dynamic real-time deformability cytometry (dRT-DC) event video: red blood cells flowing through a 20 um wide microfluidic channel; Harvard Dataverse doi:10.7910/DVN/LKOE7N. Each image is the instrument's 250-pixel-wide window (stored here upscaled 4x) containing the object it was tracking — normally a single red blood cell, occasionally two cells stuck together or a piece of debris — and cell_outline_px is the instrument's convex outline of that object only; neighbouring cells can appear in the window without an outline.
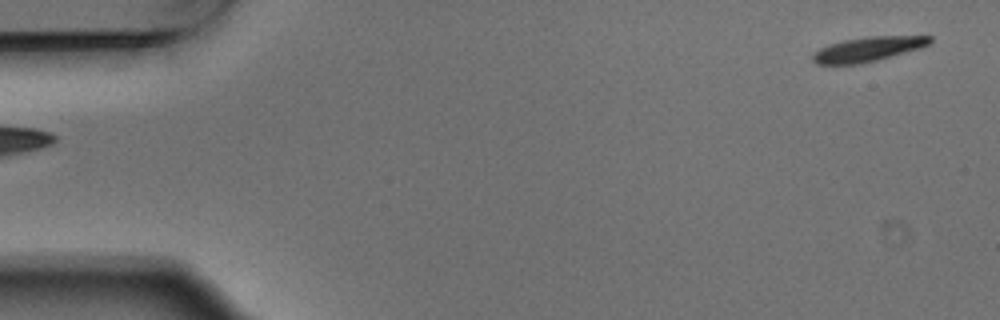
{"species": "Egyptian fruit bat (a non-hibernating species)", "species_latin": "Rousettus aegyptiacus", "temperature_condition": "warm", "stored_images_in_passage": 3, "segment_of_instrument_passage": [2, 2], "camera_frame_rate_fps": 3000, "um_per_image_px": 0.085, "animal": {"sex": "male"}, "frame": {"image": 1, "passage_image": 3, "time_ms": 0.667, "image_size_px": [1000, 320], "cell_outline_px": [[932, 40], [928, 44], [920, 48], [876, 60], [860, 64], [816, 64], [812, 60], [812, 52], [828, 44], [844, 40], [868, 36], [932, 36]], "centroid_in_image_um": [73.72, 4.18], "position_along_channel_um": 11.3, "area_um2": 16.7}}